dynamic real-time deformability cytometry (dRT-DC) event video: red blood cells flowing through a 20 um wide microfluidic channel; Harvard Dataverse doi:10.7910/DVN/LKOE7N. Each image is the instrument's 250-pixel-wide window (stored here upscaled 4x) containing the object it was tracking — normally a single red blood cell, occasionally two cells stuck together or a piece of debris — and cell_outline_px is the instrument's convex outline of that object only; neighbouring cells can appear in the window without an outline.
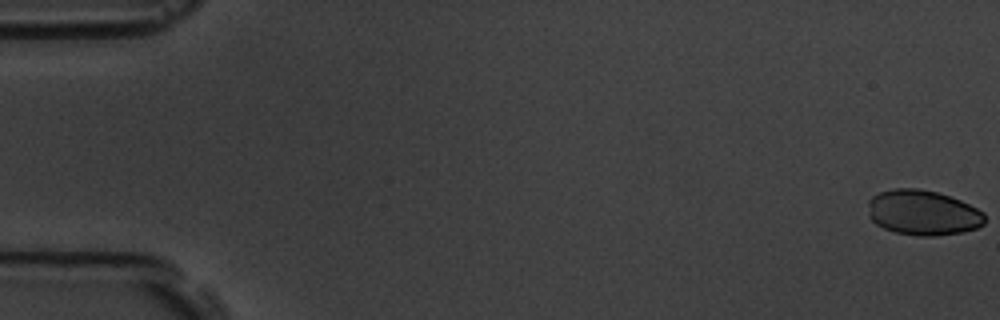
{"species": "common noctule bat (a hibernating species)", "species_latin": "Nyctalus noctula", "temperature_condition": "room temperature", "stored_images_in_passage": 5, "camera_frame_rate_fps": 3000, "um_per_image_px": 0.085, "animal": {"sex": "male", "body_mass_g": 19.5, "forearm_length_mm": 54.6}, "frame": {"image": 1, "passage_image": 1, "time_ms": 0.0, "image_size_px": [1000, 320], "cell_outline_px": [[984, 224], [976, 228], [964, 232], [936, 236], [916, 236], [896, 232], [884, 228], [876, 224], [868, 216], [868, 200], [872, 196], [880, 192], [892, 188], [920, 188], [936, 192], [960, 200], [984, 212]], "centroid_in_image_um": [78.42, 18.08], "position_along_channel_um": 6.6, "area_um2": 30.87}}